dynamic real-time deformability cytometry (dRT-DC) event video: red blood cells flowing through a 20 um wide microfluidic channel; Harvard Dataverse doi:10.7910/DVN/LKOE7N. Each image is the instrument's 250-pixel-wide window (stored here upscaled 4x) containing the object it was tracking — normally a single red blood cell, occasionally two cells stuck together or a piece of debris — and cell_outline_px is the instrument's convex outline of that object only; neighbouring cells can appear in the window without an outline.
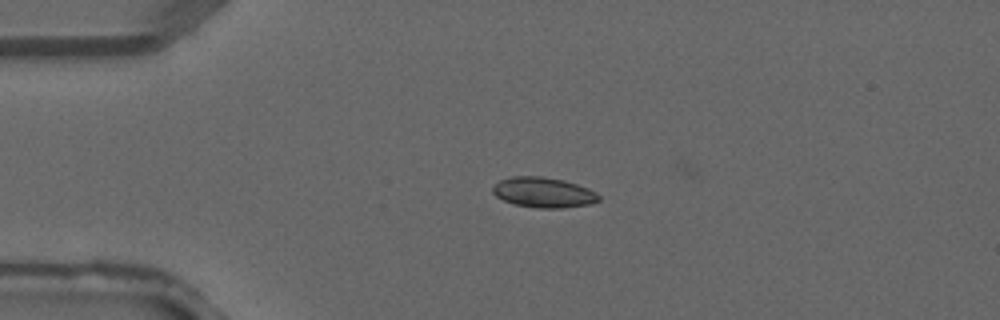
{"species": "common noctule bat (a hibernating species)", "species_latin": "Nyctalus noctula", "temperature_condition": "warm", "stored_images_in_passage": 2, "camera_frame_rate_fps": 3000, "um_per_image_px": 0.085, "animal": {"sex": "male", "forearm_length_mm": 52.5}, "frame": {"image": 1, "passage_image": 1, "time_ms": 0.0, "image_size_px": [1000, 320], "cell_outline_px": [[600, 200], [592, 204], [564, 208], [536, 208], [512, 204], [496, 196], [492, 192], [492, 188], [500, 180], [512, 176], [544, 176], [564, 180], [588, 188], [596, 192], [600, 196]], "centroid_in_image_um": [46.21, 16.36], "position_along_channel_um": 38.8, "area_um2": 18.9}}